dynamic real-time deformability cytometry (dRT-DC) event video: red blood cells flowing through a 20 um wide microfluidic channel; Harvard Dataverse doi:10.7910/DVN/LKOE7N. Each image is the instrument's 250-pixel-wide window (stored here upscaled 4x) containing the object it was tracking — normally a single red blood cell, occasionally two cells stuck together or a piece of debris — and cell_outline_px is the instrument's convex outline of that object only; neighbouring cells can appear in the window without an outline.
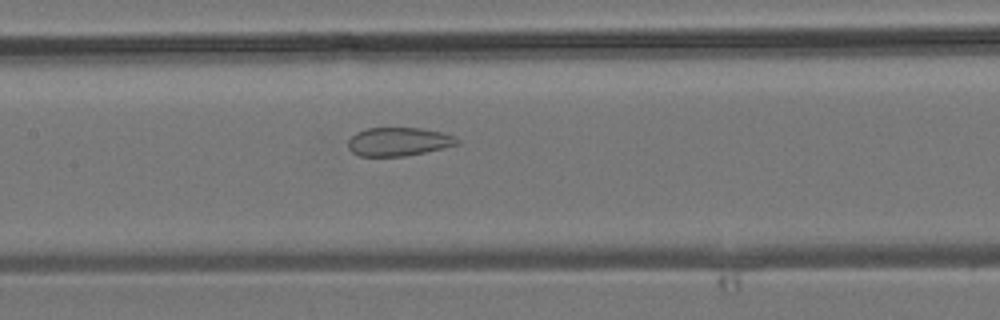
{"species": "common noctule bat (a hibernating species)", "species_latin": "Nyctalus noctula", "temperature_condition": "room temperature", "stored_images_in_passage": 36, "camera_frame_rate_fps": 3000, "um_per_image_px": 0.085, "animal": {"sex": "male", "body_mass_g": 19.2, "forearm_length_mm": 51.8}, "frame": {"image": 1, "passage_image": 15, "time_ms": 4.667, "image_size_px": [1000, 320], "cell_outline_px": [[460, 144], [444, 148], [404, 156], [360, 156], [352, 152], [348, 148], [348, 140], [356, 132], [368, 128], [420, 128], [444, 132], [456, 136], [460, 140]], "centroid_in_image_um": [33.92, 12.04], "position_along_channel_um": 173.5, "area_um2": 18.26}}
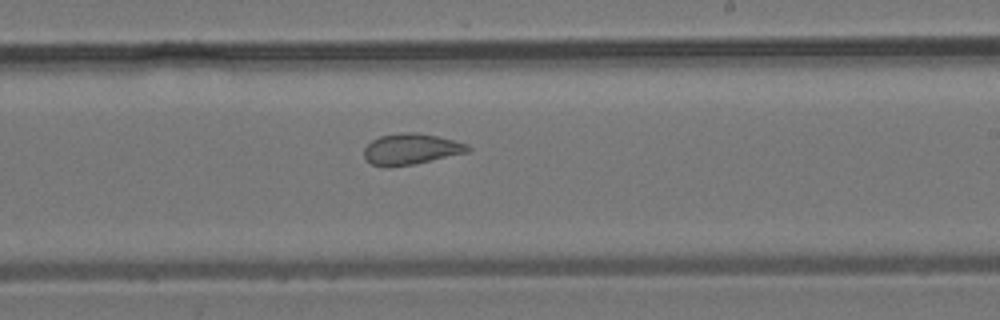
{"frame": {"image": 2, "passage_image": 20, "time_ms": 6.333, "image_size_px": [1000, 320], "cell_outline_px": [[472, 148], [468, 152], [412, 164], [388, 168], [372, 164], [364, 160], [364, 148], [372, 140], [380, 136], [400, 132], [416, 132], [436, 136], [468, 144]], "centroid_in_image_um": [34.89, 12.67], "position_along_channel_um": 254.1, "area_um2": 18.73}}
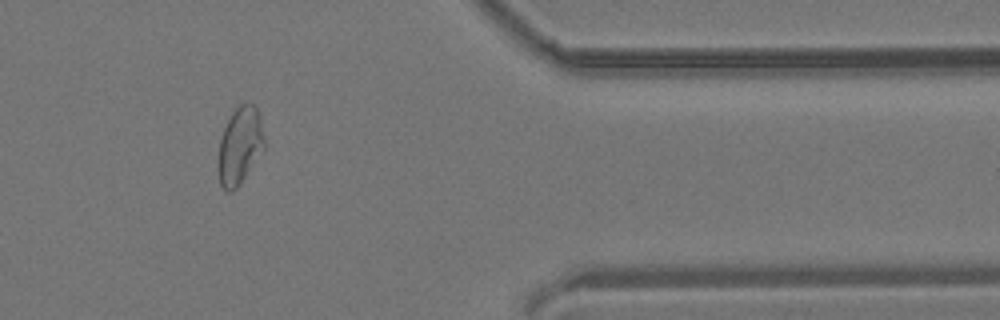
{"frame": {"image": 3, "passage_image": 30, "time_ms": 9.667, "image_size_px": [1000, 320], "cell_outline_px": [[264, 148], [240, 184], [232, 192], [228, 192], [220, 184], [216, 168], [216, 164], [220, 140], [224, 128], [232, 112], [244, 100], [252, 104], [256, 108], [260, 120], [264, 136]], "centroid_in_image_um": [20.35, 12.4], "position_along_channel_um": 391.1, "area_um2": 20.81}}